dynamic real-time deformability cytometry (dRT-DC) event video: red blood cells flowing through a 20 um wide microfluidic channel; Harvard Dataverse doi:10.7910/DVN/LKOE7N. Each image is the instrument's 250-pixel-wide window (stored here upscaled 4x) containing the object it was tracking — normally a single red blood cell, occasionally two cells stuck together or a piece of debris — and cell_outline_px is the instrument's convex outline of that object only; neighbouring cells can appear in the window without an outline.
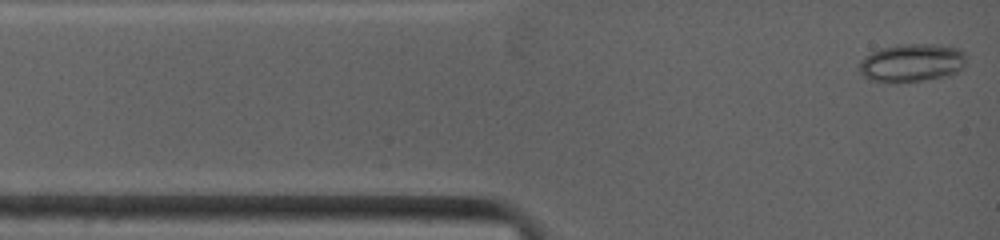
{"species": "common noctule bat (a hibernating species)", "species_latin": "Nyctalus noctula", "temperature_condition": "warm", "stored_images_in_passage": 56, "camera_frame_rate_fps": 4500, "um_per_image_px": 0.085, "animal": {"sex": "female", "body_mass_g": 19.0, "forearm_length_mm": 53.3}, "frame": {"image": 1, "passage_image": 1, "time_ms": 0.0, "image_size_px": [1000, 240], "cell_outline_px": [[964, 56], [960, 68], [952, 72], [920, 80], [876, 80], [864, 76], [860, 72], [860, 64], [872, 52], [884, 48], [956, 48], [964, 52]], "centroid_in_image_um": [77.43, 5.38], "position_along_channel_um": 7.6, "area_um2": 20.52}}
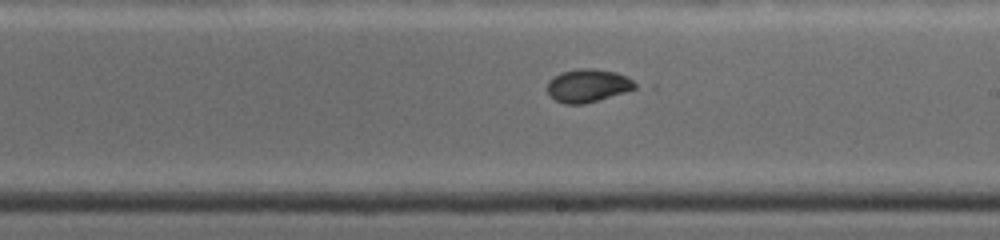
{"frame": {"image": 2, "passage_image": 29, "time_ms": 6.889, "image_size_px": [1000, 240], "cell_outline_px": [[640, 84], [636, 88], [624, 92], [584, 104], [564, 104], [556, 100], [548, 92], [548, 80], [564, 72], [584, 68], [592, 68], [616, 72]], "centroid_in_image_um": [49.99, 7.28], "position_along_channel_um": 239.0, "area_um2": 16.59}}
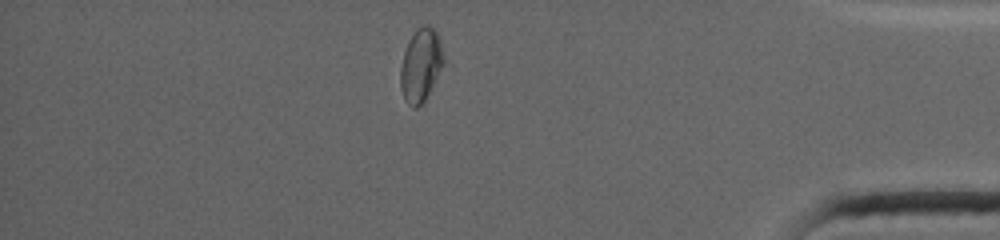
{"frame": {"image": 3, "passage_image": 50, "time_ms": 12.0, "image_size_px": [1000, 240], "cell_outline_px": [[444, 64], [424, 100], [416, 108], [412, 108], [404, 100], [400, 88], [400, 68], [404, 52], [408, 40], [416, 28], [424, 24], [428, 24], [440, 36], [444, 56]], "centroid_in_image_um": [35.76, 5.5], "position_along_channel_um": 399.4, "area_um2": 18.55}, "authors_computed_cell_mechanics": {"area_um2": 17.0799, "velocity_mm_per_s": 3.9625, "shape_relaxation_time_tau1_ms": null, "shape_relaxation_time_tau2_ms": 0.8018, "deformation_change_tau1": null, "deformation_change_tau2": 0.0324}}